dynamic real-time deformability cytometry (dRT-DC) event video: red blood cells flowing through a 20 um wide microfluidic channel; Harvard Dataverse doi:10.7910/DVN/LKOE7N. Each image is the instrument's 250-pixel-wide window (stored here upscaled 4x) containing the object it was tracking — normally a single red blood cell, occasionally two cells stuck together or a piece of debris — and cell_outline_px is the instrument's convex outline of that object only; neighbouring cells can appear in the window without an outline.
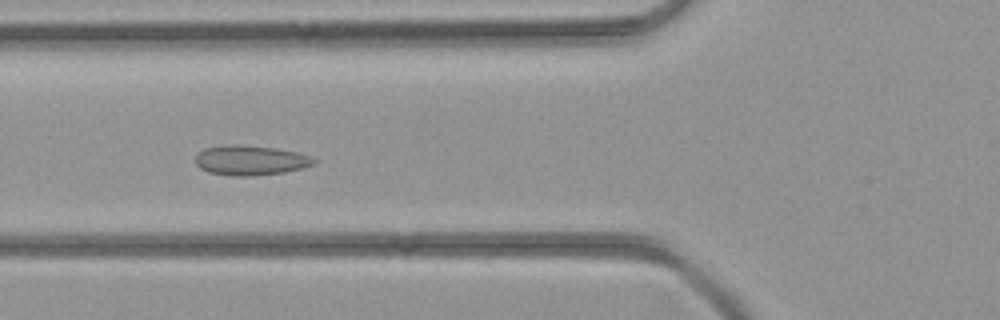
{"species": "common noctule bat (a hibernating species)", "species_latin": "Nyctalus noctula", "temperature_condition": "room temperature", "stored_images_in_passage": 44, "camera_frame_rate_fps": 3000, "um_per_image_px": 0.085, "animal": {"sex": "female", "body_mass_g": 21.9}, "frame": {"image": 1, "passage_image": 17, "time_ms": 5.333, "image_size_px": [1000, 320], "cell_outline_px": [[320, 160], [316, 164], [304, 168], [284, 172], [252, 176], [228, 176], [208, 172], [200, 168], [196, 164], [196, 156], [204, 148], [232, 144], [240, 144], [276, 148], [296, 152], [312, 156]], "centroid_in_image_um": [21.34, 13.63], "position_along_channel_um": 104.5, "area_um2": 20.92}}
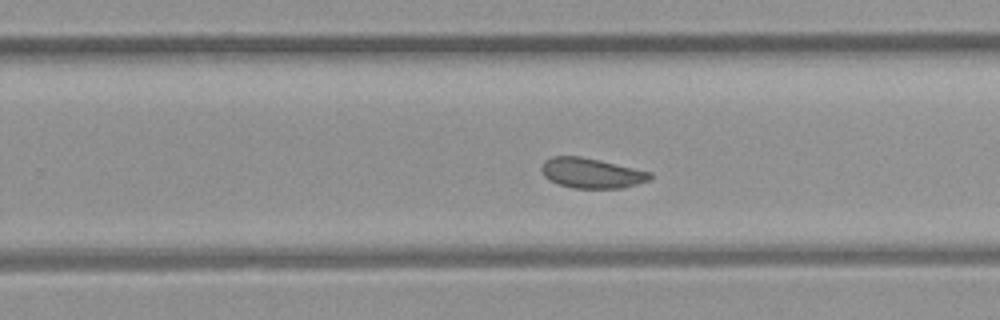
{"frame": {"image": 2, "passage_image": 28, "time_ms": 9.0, "image_size_px": [1000, 320], "cell_outline_px": [[652, 176], [648, 180], [636, 184], [620, 188], [572, 188], [560, 184], [544, 176], [540, 168], [544, 160], [552, 156], [580, 156], [600, 160], [652, 172]], "centroid_in_image_um": [50.26, 14.7], "position_along_channel_um": 279.5, "area_um2": 18.9}}
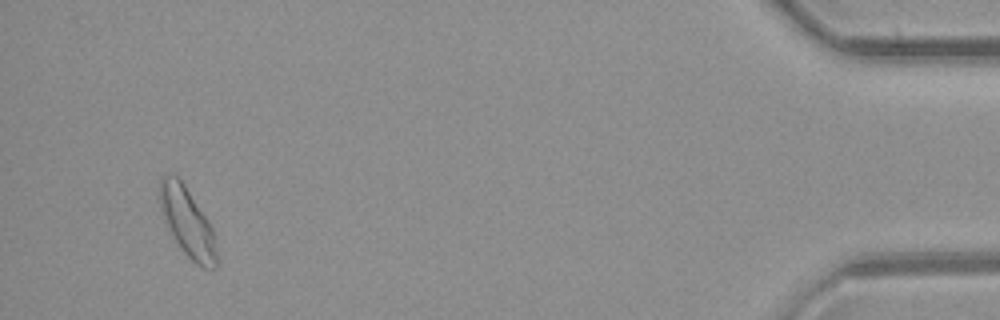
{"frame": {"image": 3, "passage_image": 42, "time_ms": 13.667, "image_size_px": [1000, 320], "cell_outline_px": [[216, 268], [204, 268], [196, 264], [180, 248], [168, 232], [160, 208], [160, 180], [164, 172], [176, 176], [184, 184], [208, 220], [212, 228], [216, 252]], "centroid_in_image_um": [15.89, 18.87], "position_along_channel_um": 419.3, "area_um2": 22.72}}